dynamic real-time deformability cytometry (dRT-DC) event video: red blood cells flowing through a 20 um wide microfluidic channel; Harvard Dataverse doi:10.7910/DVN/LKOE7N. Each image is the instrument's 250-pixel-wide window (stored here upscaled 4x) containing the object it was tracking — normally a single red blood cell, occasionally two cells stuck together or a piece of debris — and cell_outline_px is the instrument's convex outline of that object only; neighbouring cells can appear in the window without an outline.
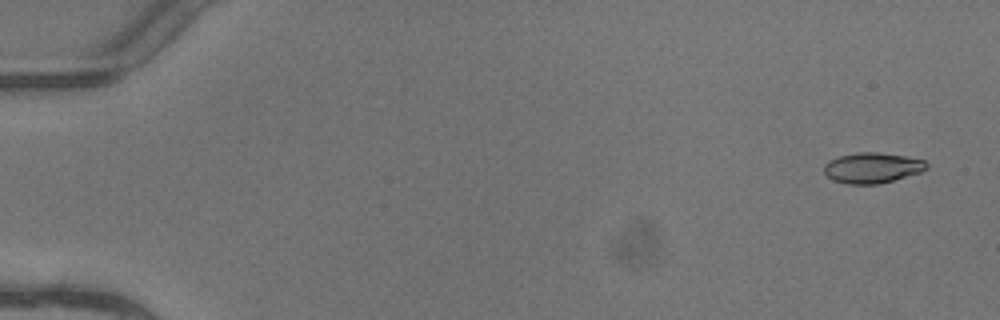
{"species": "common noctule bat (a hibernating species)", "species_latin": "Nyctalus noctula", "temperature_condition": "warm", "stored_images_in_passage": 5, "camera_frame_rate_fps": 3000, "um_per_image_px": 0.085, "animal": {"sex": "female"}, "frame": {"image": 1, "passage_image": 1, "time_ms": 0.0, "image_size_px": [1000, 320], "cell_outline_px": [[928, 168], [920, 172], [892, 180], [876, 184], [848, 184], [832, 180], [824, 172], [824, 164], [828, 160], [840, 156], [860, 152], [876, 152], [904, 156], [924, 160], [928, 164]], "centroid_in_image_um": [74.12, 14.26], "position_along_channel_um": 10.9, "area_um2": 18.03}}
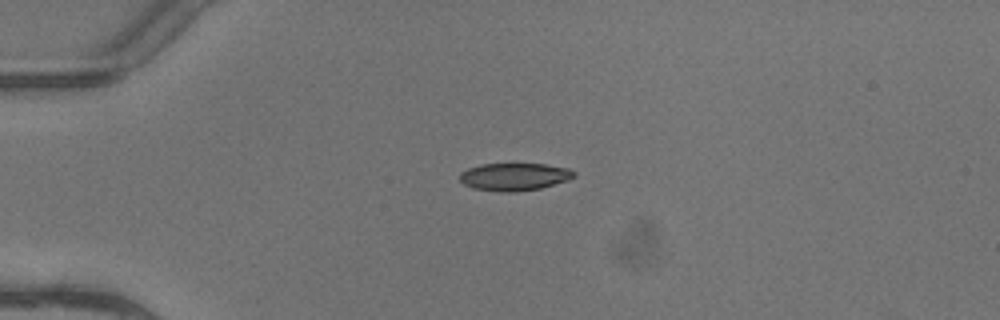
{"frame": {"image": 2, "passage_image": 4, "time_ms": 1.0, "image_size_px": [1000, 320], "cell_outline_px": [[576, 176], [568, 180], [540, 188], [516, 192], [500, 192], [472, 188], [464, 184], [460, 180], [460, 172], [468, 168], [480, 164], [544, 164], [568, 168], [576, 172]], "centroid_in_image_um": [43.71, 15.02], "position_along_channel_um": 41.3, "area_um2": 18.44}}